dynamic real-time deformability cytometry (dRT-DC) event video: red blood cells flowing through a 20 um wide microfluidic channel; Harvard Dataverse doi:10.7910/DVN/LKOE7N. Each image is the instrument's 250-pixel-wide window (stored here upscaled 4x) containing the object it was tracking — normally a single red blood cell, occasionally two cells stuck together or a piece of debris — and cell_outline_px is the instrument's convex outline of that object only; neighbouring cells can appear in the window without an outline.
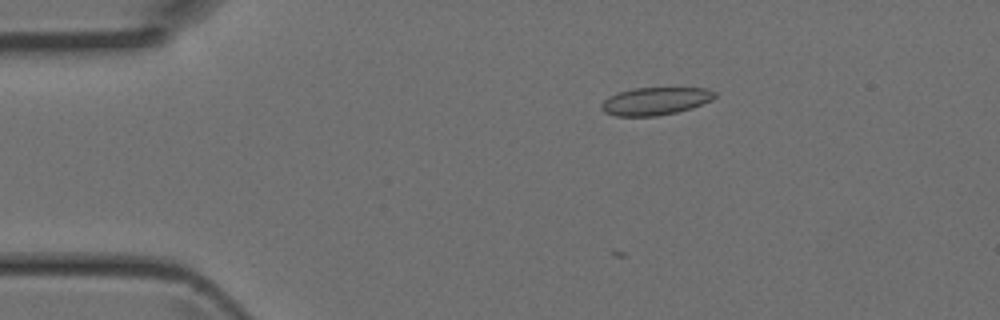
{"species": "Egyptian fruit bat (a non-hibernating species)", "species_latin": "Rousettus aegyptiacus", "temperature_condition": "room temperature", "stored_images_in_passage": 4, "camera_frame_rate_fps": 3000, "um_per_image_px": 0.085, "animal": {"sex": "female"}, "frame": {"image": 1, "passage_image": 3, "time_ms": 0.667, "image_size_px": [1000, 320], "cell_outline_px": [[716, 96], [712, 100], [692, 108], [676, 112], [656, 116], [616, 116], [604, 112], [600, 108], [600, 104], [608, 96], [632, 88], [708, 88], [716, 92]], "centroid_in_image_um": [55.7, 8.59], "position_along_channel_um": 29.3, "area_um2": 18.38}}